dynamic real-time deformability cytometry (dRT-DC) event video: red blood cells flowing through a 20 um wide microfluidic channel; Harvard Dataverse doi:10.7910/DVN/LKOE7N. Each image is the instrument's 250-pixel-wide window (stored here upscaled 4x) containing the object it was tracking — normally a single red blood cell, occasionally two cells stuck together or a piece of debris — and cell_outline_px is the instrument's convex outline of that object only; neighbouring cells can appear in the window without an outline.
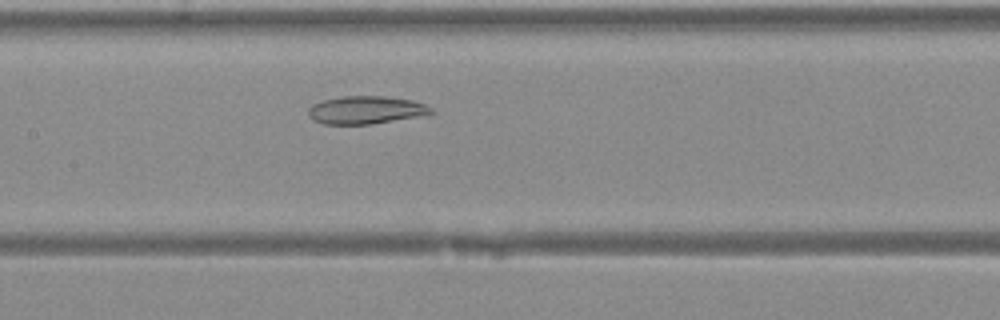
{"species": "Egyptian fruit bat (a non-hibernating species)", "species_latin": "Rousettus aegyptiacus", "temperature_condition": "warm", "stored_images_in_passage": 36, "camera_frame_rate_fps": 3000, "um_per_image_px": 0.085, "animal": {"sex": "female"}, "frame": {"image": 1, "passage_image": 14, "time_ms": 4.333, "image_size_px": [1000, 320], "cell_outline_px": [[436, 112], [432, 116], [372, 124], [324, 124], [312, 120], [308, 116], [308, 108], [312, 104], [320, 100], [340, 96], [384, 96], [412, 100], [424, 104], [432, 108]], "centroid_in_image_um": [31.17, 9.36], "position_along_channel_um": 176.2, "area_um2": 20.69}}
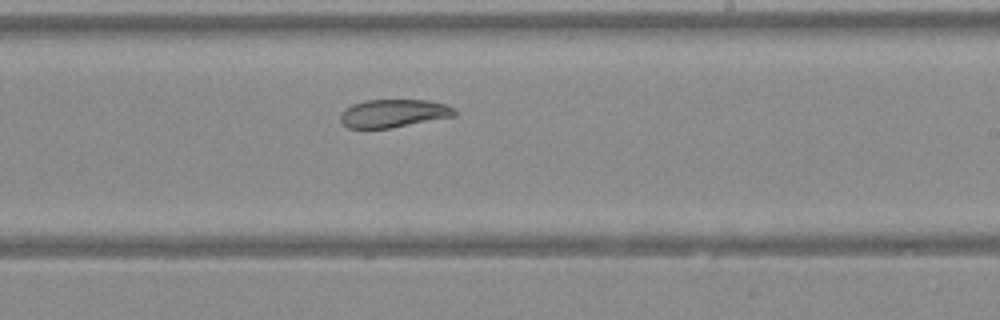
{"frame": {"image": 2, "passage_image": 19, "time_ms": 6.0, "image_size_px": [1000, 320], "cell_outline_px": [[456, 116], [392, 128], [348, 128], [340, 120], [340, 116], [344, 108], [352, 104], [364, 100], [428, 100], [444, 104], [452, 108], [456, 112]], "centroid_in_image_um": [33.43, 9.63], "position_along_channel_um": 255.6, "area_um2": 18.73}}
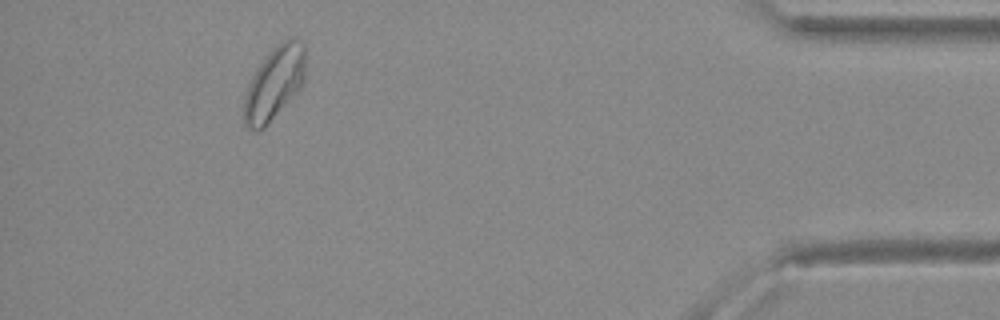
{"frame": {"image": 3, "passage_image": 32, "time_ms": 10.333, "image_size_px": [1000, 320], "cell_outline_px": [[304, 80], [300, 88], [264, 128], [248, 128], [244, 124], [244, 96], [248, 84], [252, 76], [260, 64], [284, 40], [296, 40], [304, 44]], "centroid_in_image_um": [23.3, 7.12], "position_along_channel_um": 411.9, "area_um2": 25.09}}